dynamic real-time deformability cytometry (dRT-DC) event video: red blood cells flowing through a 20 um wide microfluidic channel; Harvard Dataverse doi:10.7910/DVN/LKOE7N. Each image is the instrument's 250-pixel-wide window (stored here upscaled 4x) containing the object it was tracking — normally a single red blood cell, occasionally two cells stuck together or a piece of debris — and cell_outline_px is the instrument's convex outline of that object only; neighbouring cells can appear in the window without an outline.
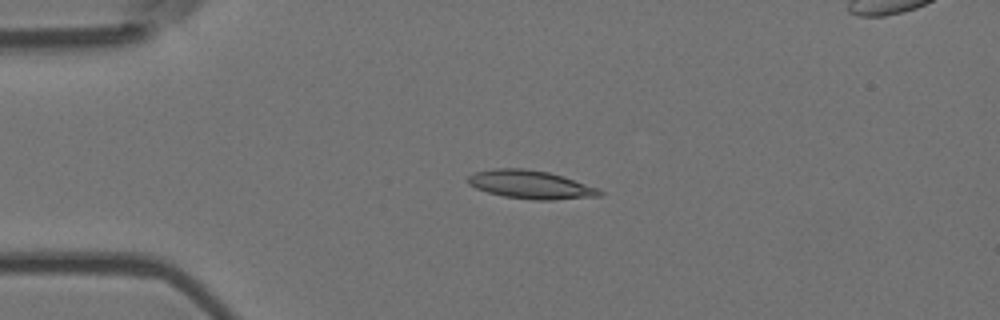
{"species": "Egyptian fruit bat (a non-hibernating species)", "species_latin": "Rousettus aegyptiacus", "temperature_condition": "room temperature", "stored_images_in_passage": 6, "camera_frame_rate_fps": 3000, "um_per_image_px": 0.085, "animal": {"sex": "female"}, "frame": {"image": 1, "passage_image": 4, "time_ms": 1.0, "image_size_px": [1000, 320], "cell_outline_px": [[604, 196], [552, 200], [532, 200], [504, 196], [488, 192], [476, 188], [468, 184], [468, 176], [476, 172], [496, 168], [520, 168], [548, 172], [596, 188], [604, 192]], "centroid_in_image_um": [45.09, 15.7], "position_along_channel_um": 39.9, "area_um2": 21.44}}